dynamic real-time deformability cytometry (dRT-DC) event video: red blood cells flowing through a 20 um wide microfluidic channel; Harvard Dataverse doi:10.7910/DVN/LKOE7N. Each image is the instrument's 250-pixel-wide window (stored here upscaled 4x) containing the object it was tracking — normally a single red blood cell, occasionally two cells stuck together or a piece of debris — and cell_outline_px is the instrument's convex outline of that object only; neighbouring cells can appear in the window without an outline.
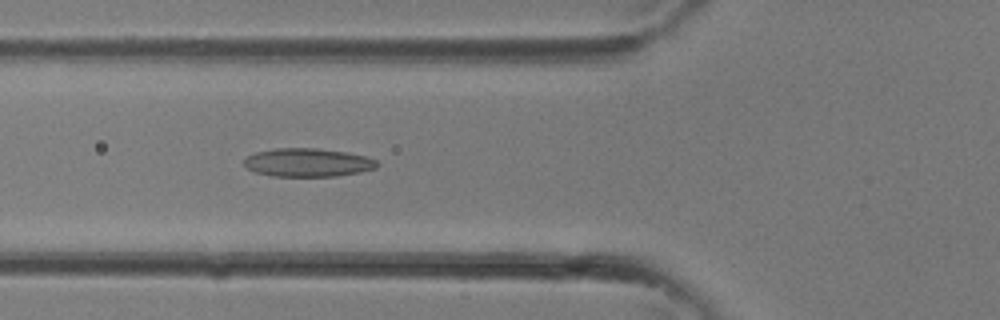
{"species": "common noctule bat (a hibernating species)", "species_latin": "Nyctalus noctula", "temperature_condition": "room temperature", "stored_images_in_passage": 13, "camera_frame_rate_fps": 3000, "um_per_image_px": 0.085, "animal": {"sex": "female"}, "frame": {"image": 1, "passage_image": 13, "time_ms": 4.0, "image_size_px": [1000, 320], "cell_outline_px": [[380, 164], [376, 168], [360, 172], [336, 176], [272, 176], [256, 172], [248, 168], [244, 164], [244, 160], [248, 156], [256, 152], [276, 148], [316, 148], [348, 152], [364, 156], [376, 160]], "centroid_in_image_um": [26.19, 13.81], "position_along_channel_um": 99.6, "area_um2": 21.96}}